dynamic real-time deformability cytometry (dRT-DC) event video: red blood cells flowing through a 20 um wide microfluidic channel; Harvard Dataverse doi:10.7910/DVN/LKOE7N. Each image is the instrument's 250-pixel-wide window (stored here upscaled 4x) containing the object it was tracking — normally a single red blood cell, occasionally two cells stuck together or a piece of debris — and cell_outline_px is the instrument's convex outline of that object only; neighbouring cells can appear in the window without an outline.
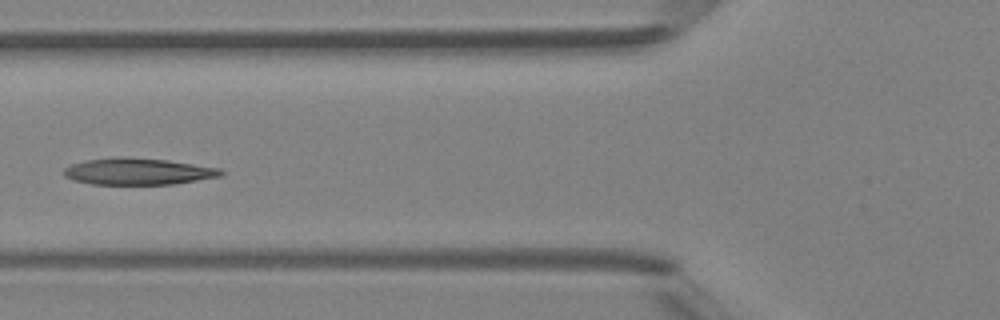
{"species": "Egyptian fruit bat (a non-hibernating species)", "species_latin": "Rousettus aegyptiacus", "temperature_condition": "room temperature", "stored_images_in_passage": 6, "camera_frame_rate_fps": 3000, "um_per_image_px": 0.085, "animal": {"sex": "female"}, "frame": {"image": 1, "passage_image": 5, "time_ms": 4.667, "image_size_px": [1000, 320], "cell_outline_px": [[224, 172], [220, 176], [172, 184], [92, 184], [72, 180], [64, 176], [64, 168], [72, 164], [84, 160], [168, 160], [220, 168]], "centroid_in_image_um": [11.75, 14.62], "position_along_channel_um": 114.0, "area_um2": 23.12}}
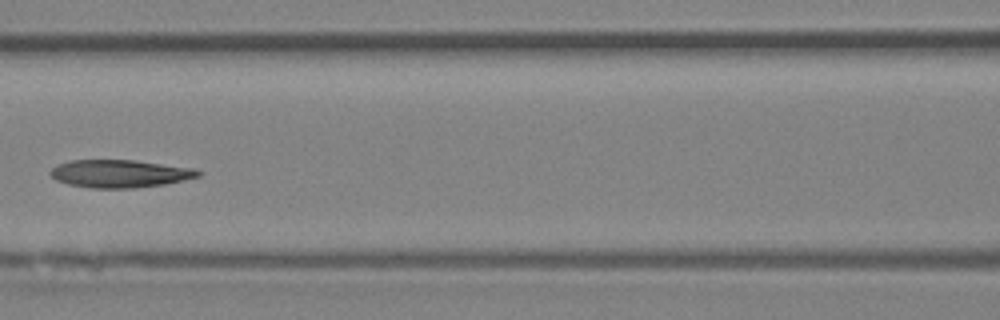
{"frame": {"image": 2, "passage_image": 6, "time_ms": 5.667, "image_size_px": [1000, 320], "cell_outline_px": [[204, 172], [200, 176], [164, 184], [132, 188], [88, 188], [68, 184], [56, 180], [48, 172], [56, 164], [68, 160], [132, 160], [192, 168]], "centroid_in_image_um": [10.13, 14.76], "position_along_channel_um": 156.5, "area_um2": 23.87}}